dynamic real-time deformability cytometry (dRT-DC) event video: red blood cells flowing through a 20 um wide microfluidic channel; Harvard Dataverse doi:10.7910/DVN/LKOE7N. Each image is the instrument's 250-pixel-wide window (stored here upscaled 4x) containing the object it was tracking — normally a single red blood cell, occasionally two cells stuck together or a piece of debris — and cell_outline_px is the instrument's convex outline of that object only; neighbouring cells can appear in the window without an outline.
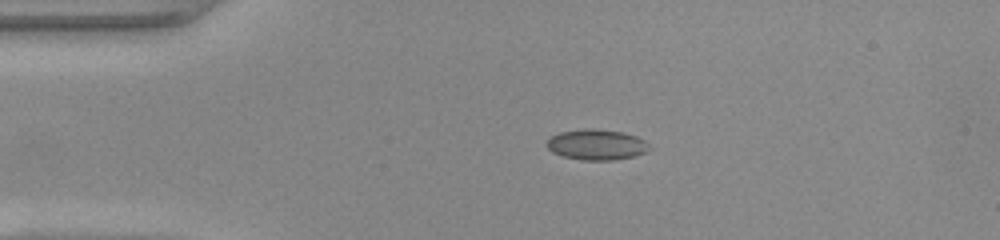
{"species": "common noctule bat (a hibernating species)", "species_latin": "Nyctalus noctula", "temperature_condition": "warm", "stored_images_in_passage": 40, "camera_frame_rate_fps": 3000, "um_per_image_px": 0.085, "animal": {"sex": "female", "body_mass_g": 22.0, "forearm_length_mm": 56.7}, "frame": {"image": 1, "passage_image": 1, "time_ms": 0.0, "image_size_px": [1000, 240], "cell_outline_px": [[652, 148], [644, 152], [632, 156], [612, 160], [580, 160], [564, 156], [552, 152], [544, 144], [552, 136], [560, 132], [584, 128], [592, 128], [624, 132], [636, 136], [644, 140]], "centroid_in_image_um": [50.69, 12.28], "position_along_channel_um": 34.3, "area_um2": 18.26}}
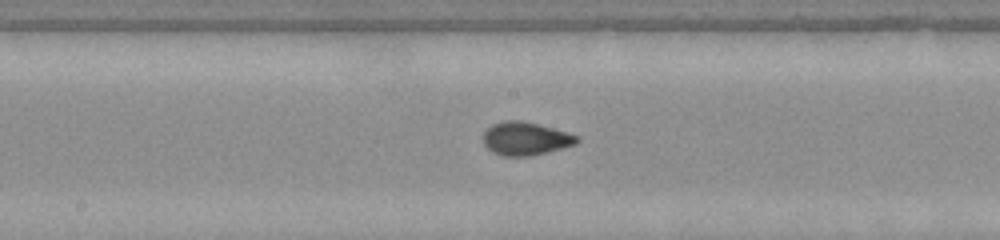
{"frame": {"image": 2, "passage_image": 16, "time_ms": 5.0, "image_size_px": [1000, 240], "cell_outline_px": [[580, 140], [576, 144], [548, 152], [532, 156], [500, 156], [492, 152], [484, 144], [484, 132], [492, 124], [508, 120], [520, 120], [552, 128], [580, 136]], "centroid_in_image_um": [44.68, 11.8], "position_along_channel_um": 203.5, "area_um2": 18.09}}
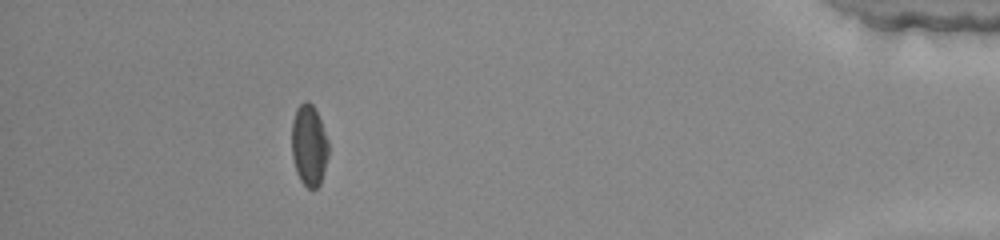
{"frame": {"image": 3, "passage_image": 35, "time_ms": 11.333, "image_size_px": [1000, 240], "cell_outline_px": [[328, 156], [320, 184], [316, 188], [308, 188], [300, 180], [296, 172], [292, 156], [292, 120], [296, 108], [304, 100], [308, 100], [312, 104], [320, 120], [328, 140]], "centroid_in_image_um": [26.25, 12.34], "position_along_channel_um": 408.9, "area_um2": 17.4}, "authors_computed_cell_mechanics": {"area_um2": 17.4556, "velocity_mm_per_s": 4.1614, "shape_relaxation_time_tau1_ms": 4.6699, "shape_relaxation_time_tau2_ms": 0.5541, "deformation_change_tau1": 0.1446, "deformation_change_tau2": 0.0344}}